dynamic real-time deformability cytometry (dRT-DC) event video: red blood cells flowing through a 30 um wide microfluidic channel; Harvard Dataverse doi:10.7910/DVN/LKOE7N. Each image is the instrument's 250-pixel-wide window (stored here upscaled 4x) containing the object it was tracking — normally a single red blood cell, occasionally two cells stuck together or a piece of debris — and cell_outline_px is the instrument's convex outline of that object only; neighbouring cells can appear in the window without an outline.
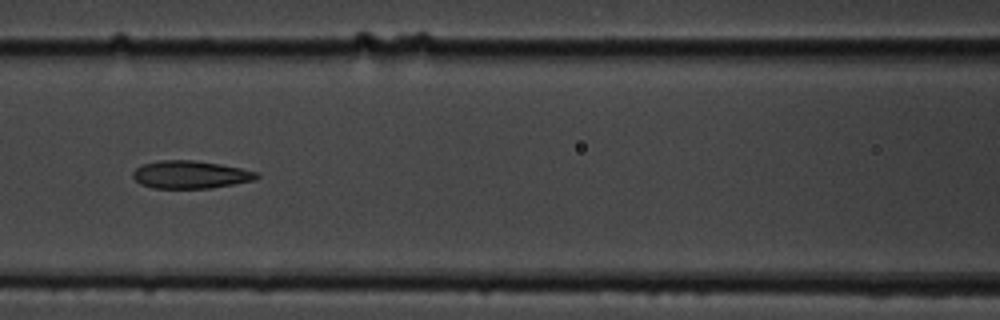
{"species": "common noctule bat (a hibernating species)", "species_latin": "Nyctalus noctula", "temperature_condition": "cold", "stored_images_in_passage": 8, "camera_frame_rate_fps": 3000, "um_per_image_px": 0.085, "animal": {"sex": "male", "body_mass_g": 19.5, "forearm_length_mm": 54.6}, "frame": {"image": 1, "passage_image": 4, "time_ms": 4.333, "image_size_px": [1000, 320], "cell_outline_px": [[260, 176], [256, 180], [212, 188], [152, 188], [140, 184], [132, 176], [132, 172], [136, 168], [144, 164], [160, 160], [192, 160], [220, 164], [240, 168], [256, 172]], "centroid_in_image_um": [16.18, 14.85], "position_along_channel_um": 150.4, "area_um2": 20.0}}
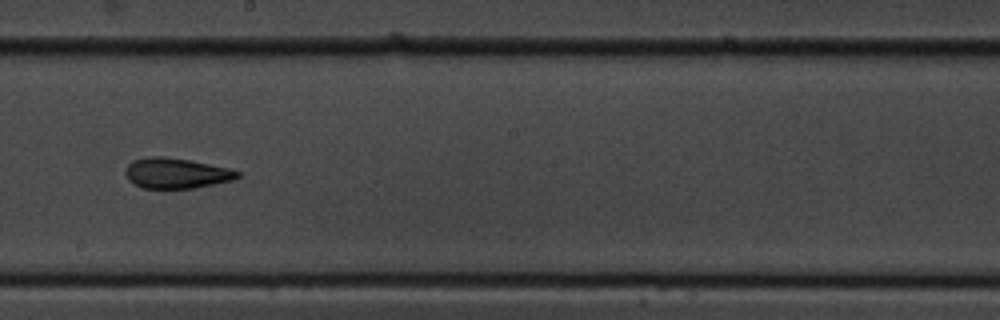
{"frame": {"image": 2, "passage_image": 6, "time_ms": 6.667, "image_size_px": [1000, 320], "cell_outline_px": [[240, 176], [236, 180], [192, 188], [144, 188], [132, 184], [128, 180], [124, 172], [124, 168], [132, 160], [152, 156], [164, 156], [188, 160], [228, 168], [240, 172]], "centroid_in_image_um": [14.95, 14.72], "position_along_channel_um": 233.3, "area_um2": 19.94}}
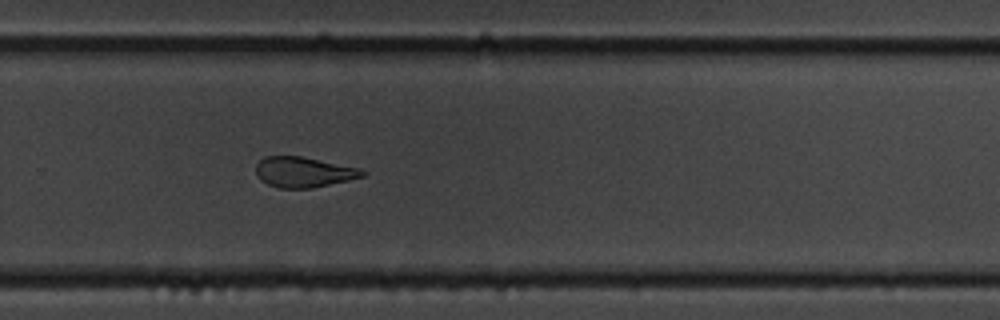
{"frame": {"image": 3, "passage_image": 8, "time_ms": 8.667, "image_size_px": [1000, 320], "cell_outline_px": [[368, 172], [364, 176], [348, 180], [312, 188], [280, 188], [268, 184], [260, 180], [256, 176], [256, 164], [264, 156], [300, 156], [360, 168]], "centroid_in_image_um": [25.79, 14.63], "position_along_channel_um": 304.0, "area_um2": 18.84}}